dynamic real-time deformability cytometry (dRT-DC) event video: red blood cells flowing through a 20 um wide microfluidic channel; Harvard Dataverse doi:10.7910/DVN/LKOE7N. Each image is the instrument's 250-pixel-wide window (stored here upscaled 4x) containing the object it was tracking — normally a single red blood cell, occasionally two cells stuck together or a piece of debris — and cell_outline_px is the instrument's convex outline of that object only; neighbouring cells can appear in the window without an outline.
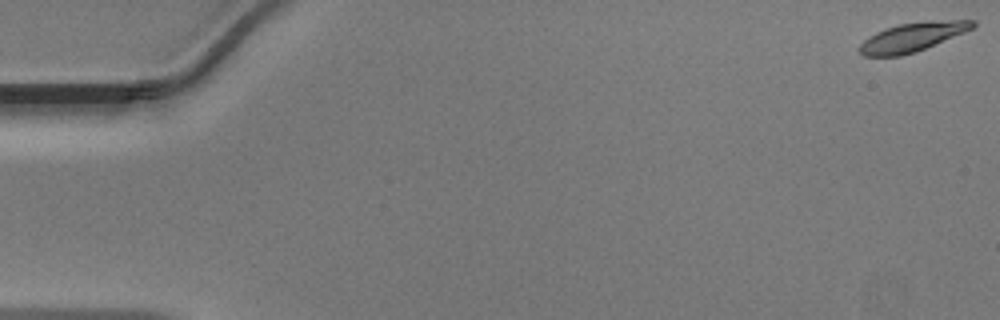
{"species": "Egyptian fruit bat (a non-hibernating species)", "species_latin": "Rousettus aegyptiacus", "temperature_condition": "warm", "stored_images_in_passage": 50, "camera_frame_rate_fps": 3000, "um_per_image_px": 0.085, "animal": {"sex": "male"}, "frame": {"image": 1, "passage_image": 1, "time_ms": 0.0, "image_size_px": [1000, 320], "cell_outline_px": [[976, 24], [972, 28], [964, 32], [916, 52], [900, 56], [864, 56], [856, 48], [864, 40], [876, 32], [884, 28], [900, 24], [928, 20], [976, 20]], "centroid_in_image_um": [77.53, 3.15], "position_along_channel_um": 7.5, "area_um2": 19.07}}
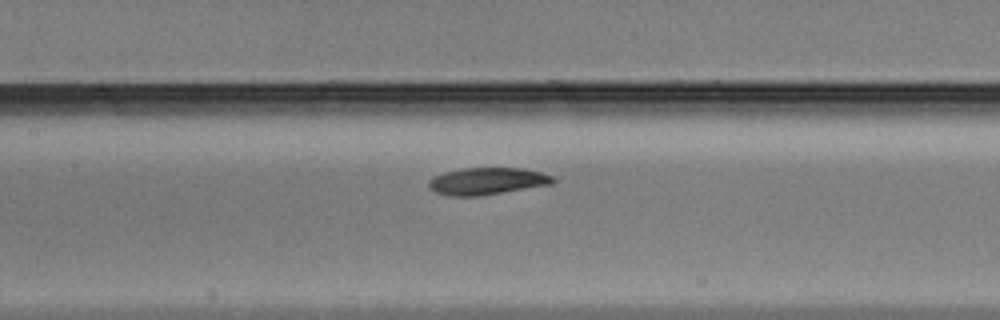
{"frame": {"image": 2, "passage_image": 24, "time_ms": 7.667, "image_size_px": [1000, 320], "cell_outline_px": [[556, 180], [552, 184], [480, 196], [448, 196], [436, 192], [428, 188], [428, 180], [432, 176], [444, 172], [464, 168], [524, 168], [556, 176]], "centroid_in_image_um": [41.4, 15.39], "position_along_channel_um": 166.0, "area_um2": 19.83}}
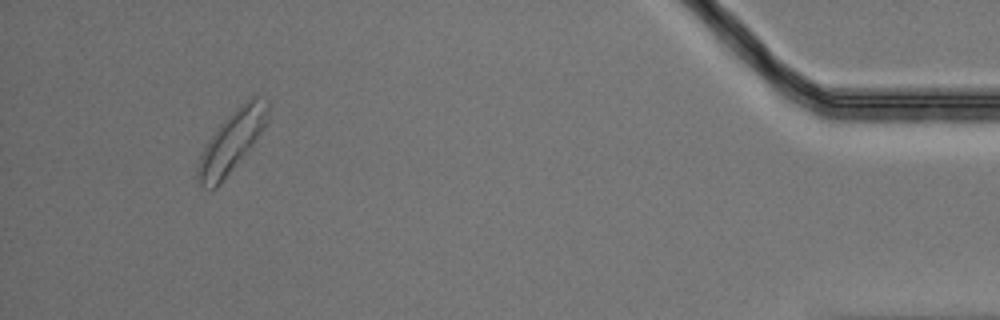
{"frame": {"image": 3, "passage_image": 47, "time_ms": 15.333, "image_size_px": [1000, 320], "cell_outline_px": [[268, 120], [264, 128], [252, 144], [220, 184], [216, 188], [212, 188], [200, 184], [196, 176], [196, 168], [200, 156], [208, 140], [216, 128], [244, 100], [252, 96], [256, 96], [268, 100]], "centroid_in_image_um": [19.69, 11.99], "position_along_channel_um": 415.5, "area_um2": 24.45}}